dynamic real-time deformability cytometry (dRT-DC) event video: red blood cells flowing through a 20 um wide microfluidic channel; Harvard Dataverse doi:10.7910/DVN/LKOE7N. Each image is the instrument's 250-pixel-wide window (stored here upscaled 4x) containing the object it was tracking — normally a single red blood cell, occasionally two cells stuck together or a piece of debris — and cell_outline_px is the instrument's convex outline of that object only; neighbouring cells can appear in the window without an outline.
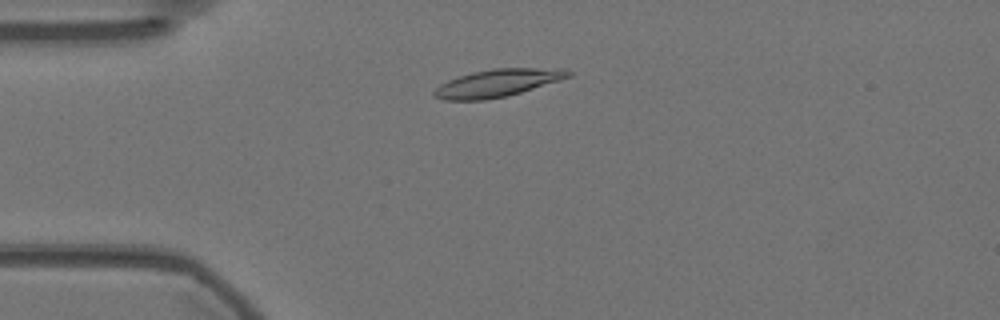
{"species": "Egyptian fruit bat (a non-hibernating species)", "species_latin": "Rousettus aegyptiacus", "temperature_condition": "warm", "stored_images_in_passage": 45, "camera_frame_rate_fps": 3000, "um_per_image_px": 0.085, "animal": {"sex": "female"}, "frame": {"image": 1, "passage_image": 10, "time_ms": 3.0, "image_size_px": [1000, 320], "cell_outline_px": [[572, 76], [560, 80], [508, 96], [484, 100], [444, 100], [432, 96], [432, 92], [440, 84], [448, 80], [472, 72], [496, 68], [568, 68], [572, 72]], "centroid_in_image_um": [42.31, 7.05], "position_along_channel_um": 42.7, "area_um2": 21.68}}
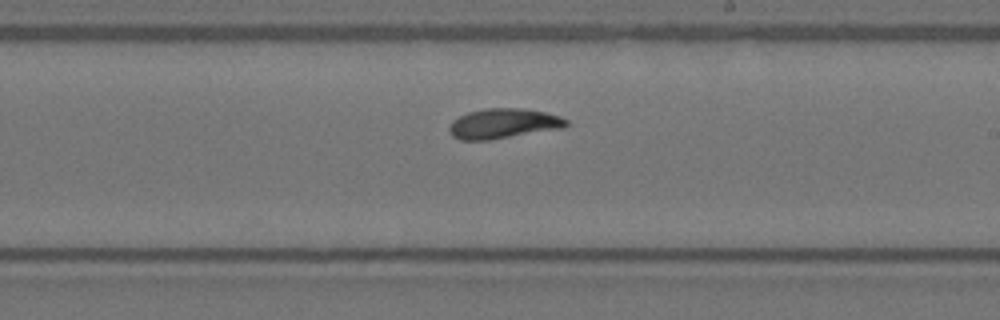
{"frame": {"image": 2, "passage_image": 29, "time_ms": 9.333, "image_size_px": [1000, 320], "cell_outline_px": [[568, 124], [564, 128], [488, 140], [460, 140], [452, 136], [448, 128], [452, 120], [468, 112], [484, 108], [520, 108], [544, 112], [560, 116], [568, 120]], "centroid_in_image_um": [42.77, 10.5], "position_along_channel_um": 246.2, "area_um2": 20.46}}
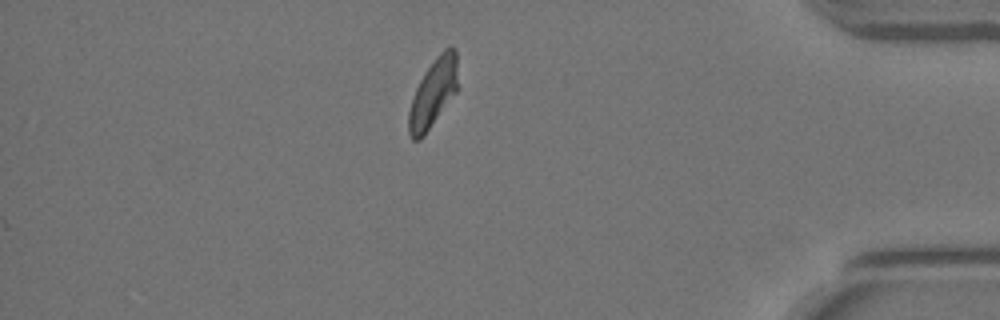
{"frame": {"image": 3, "passage_image": 45, "time_ms": 14.667, "image_size_px": [1000, 320], "cell_outline_px": [[456, 92], [424, 136], [420, 140], [412, 140], [408, 132], [408, 112], [416, 88], [424, 72], [436, 56], [444, 48], [452, 48], [456, 52]], "centroid_in_image_um": [36.78, 7.95], "position_along_channel_um": 398.4, "area_um2": 19.19}, "authors_computed_cell_mechanics": {"area_um2": 20.3456, "velocity_mm_per_s": 3.557, "shape_relaxation_time_tau1_ms": 4.5477, "shape_relaxation_time_tau2_ms": 2.1598, "deformation_change_tau1": 0.1579, "deformation_change_tau2": 0.0679}}